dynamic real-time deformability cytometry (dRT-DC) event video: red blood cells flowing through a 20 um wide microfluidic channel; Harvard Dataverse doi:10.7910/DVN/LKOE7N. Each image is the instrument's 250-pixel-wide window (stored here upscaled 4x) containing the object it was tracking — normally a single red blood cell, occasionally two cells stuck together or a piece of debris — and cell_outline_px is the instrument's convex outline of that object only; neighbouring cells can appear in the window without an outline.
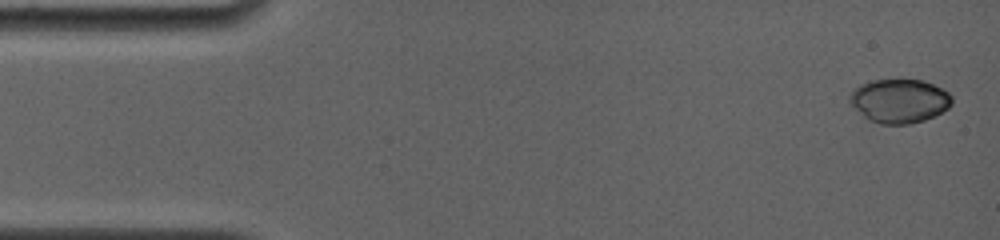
{"species": "common noctule bat (a hibernating species)", "species_latin": "Nyctalus noctula", "temperature_condition": "room temperature", "stored_images_in_passage": 48, "camera_frame_rate_fps": 4000, "um_per_image_px": 0.085, "animal": {"sex": "female", "body_mass_g": 19.0, "forearm_length_mm": 56.7}, "frame": {"image": 1, "passage_image": 1, "time_ms": 0.0, "image_size_px": [1000, 240], "cell_outline_px": [[952, 104], [948, 108], [924, 120], [908, 124], [880, 124], [868, 120], [848, 100], [848, 96], [860, 84], [872, 80], [924, 80], [948, 92], [952, 96]], "centroid_in_image_um": [76.44, 8.58], "position_along_channel_um": 8.6, "area_um2": 25.89}}
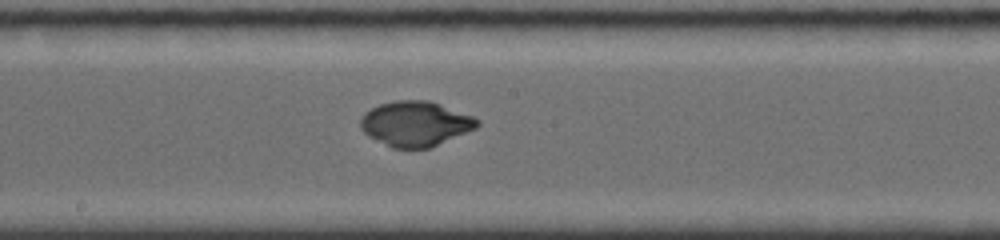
{"frame": {"image": 2, "passage_image": 28, "time_ms": 8.5, "image_size_px": [1000, 240], "cell_outline_px": [[480, 124], [476, 128], [428, 148], [392, 148], [368, 136], [360, 128], [360, 116], [364, 112], [380, 104], [396, 100], [428, 100], [440, 104], [472, 116], [480, 120]], "centroid_in_image_um": [35.27, 10.51], "position_along_channel_um": 212.9, "area_um2": 30.46}}
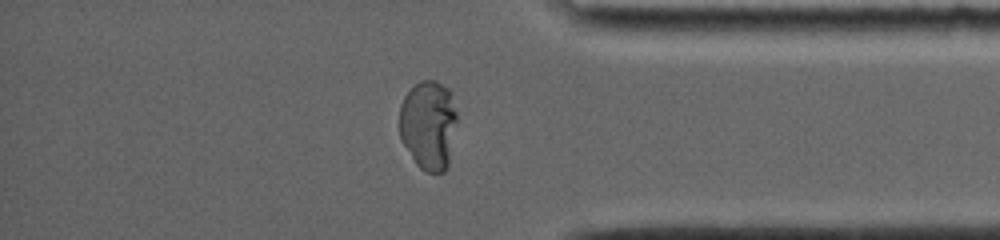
{"frame": {"image": 3, "passage_image": 47, "time_ms": 13.5, "image_size_px": [1000, 240], "cell_outline_px": [[456, 120], [448, 168], [444, 172], [424, 172], [416, 164], [400, 140], [400, 104], [404, 96], [420, 80], [436, 80], [448, 88], [452, 92], [456, 112]], "centroid_in_image_um": [36.42, 10.62], "position_along_channel_um": 398.8, "area_um2": 30.23}}